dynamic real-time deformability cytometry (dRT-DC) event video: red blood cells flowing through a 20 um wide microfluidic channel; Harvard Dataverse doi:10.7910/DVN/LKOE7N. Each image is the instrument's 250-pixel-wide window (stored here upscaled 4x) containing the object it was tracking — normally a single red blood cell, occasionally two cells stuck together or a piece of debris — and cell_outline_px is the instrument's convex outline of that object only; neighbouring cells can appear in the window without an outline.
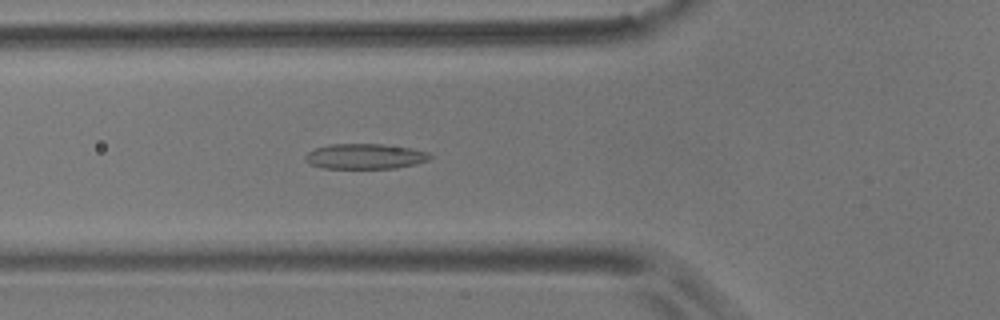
{"species": "common noctule bat (a hibernating species)", "species_latin": "Nyctalus noctula", "temperature_condition": "room temperature", "stored_images_in_passage": 5, "camera_frame_rate_fps": 3000, "um_per_image_px": 0.085, "animal": {"sex": "male", "body_mass_g": 17.9}, "frame": {"image": 1, "passage_image": 5, "time_ms": 1.333, "image_size_px": [1000, 320], "cell_outline_px": [[432, 156], [428, 160], [416, 164], [396, 168], [324, 168], [312, 164], [304, 160], [304, 156], [308, 152], [316, 148], [328, 144], [384, 144], [412, 148], [428, 152]], "centroid_in_image_um": [31.04, 13.28], "position_along_channel_um": 94.8, "area_um2": 18.38}}